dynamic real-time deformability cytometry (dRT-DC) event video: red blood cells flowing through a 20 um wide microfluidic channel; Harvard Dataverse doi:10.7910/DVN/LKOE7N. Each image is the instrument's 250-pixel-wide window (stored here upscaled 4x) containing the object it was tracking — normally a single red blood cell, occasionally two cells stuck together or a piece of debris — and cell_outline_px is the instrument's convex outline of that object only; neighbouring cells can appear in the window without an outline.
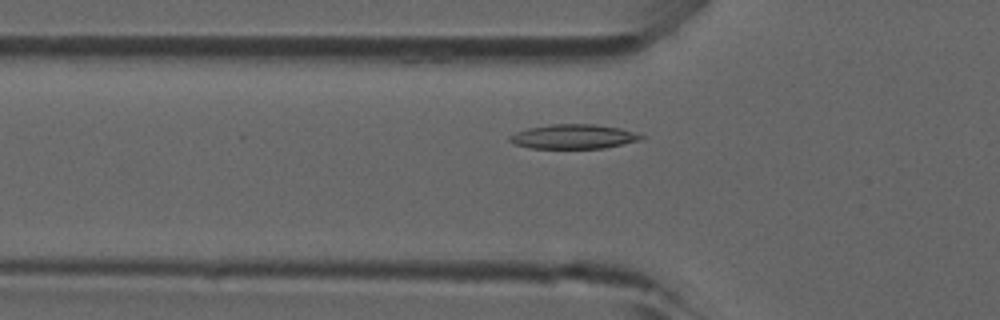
{"species": "common noctule bat (a hibernating species)", "species_latin": "Nyctalus noctula", "temperature_condition": "room temperature", "stored_images_in_passage": 46, "camera_frame_rate_fps": 3000, "um_per_image_px": 0.085, "animal": {"sex": "male", "forearm_length_mm": 52.5}, "frame": {"image": 1, "passage_image": 14, "time_ms": 4.333, "image_size_px": [1000, 320], "cell_outline_px": [[644, 136], [640, 140], [604, 148], [528, 148], [516, 144], [508, 140], [508, 136], [516, 132], [528, 128], [552, 124], [592, 124], [620, 128]], "centroid_in_image_um": [48.7, 11.61], "position_along_channel_um": 77.1, "area_um2": 18.5}}